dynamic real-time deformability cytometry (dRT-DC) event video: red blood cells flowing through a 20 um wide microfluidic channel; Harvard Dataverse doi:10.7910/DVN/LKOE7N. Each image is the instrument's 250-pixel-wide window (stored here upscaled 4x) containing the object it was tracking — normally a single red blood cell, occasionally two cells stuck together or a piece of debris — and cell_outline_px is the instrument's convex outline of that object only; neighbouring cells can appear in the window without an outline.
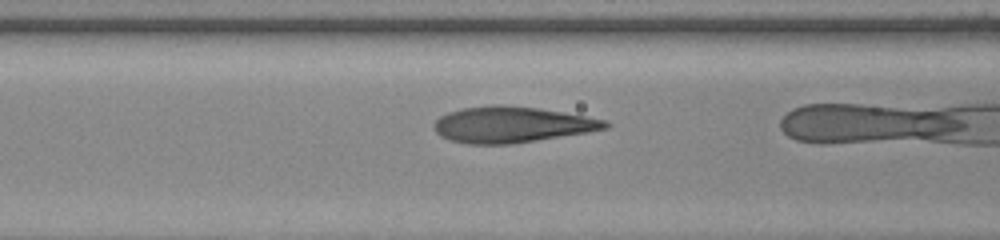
{"species": "human", "species_latin": "Homo sapiens", "temperature_condition": "warm", "stored_images_in_passage": 16, "camera_frame_rate_fps": 3000, "um_per_image_px": 0.085, "donor": {"sex": "female"}, "frame": {"image": 1, "passage_image": 8, "time_ms": 2.333, "image_size_px": [1000, 240], "cell_outline_px": [[612, 124], [608, 128], [588, 132], [512, 144], [468, 144], [452, 140], [440, 136], [436, 132], [432, 124], [440, 116], [448, 112], [464, 108], [492, 104], [500, 104], [540, 108], [608, 120]], "centroid_in_image_um": [43.52, 10.58], "position_along_channel_um": 123.1, "area_um2": 36.07}}
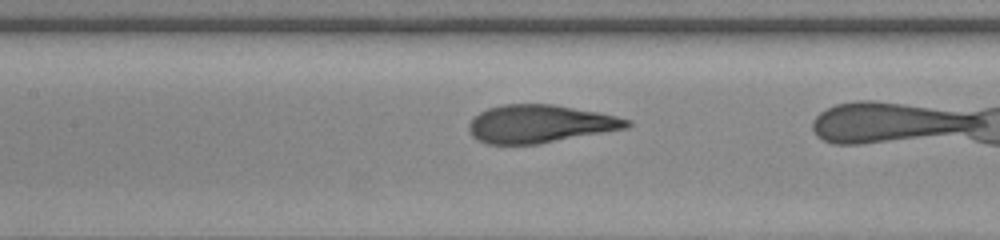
{"frame": {"image": 2, "passage_image": 11, "time_ms": 3.333, "image_size_px": [1000, 240], "cell_outline_px": [[632, 124], [628, 128], [536, 144], [488, 144], [476, 140], [472, 136], [468, 128], [468, 124], [480, 112], [488, 108], [504, 104], [552, 104], [596, 112], [616, 116], [632, 120]], "centroid_in_image_um": [45.89, 10.53], "position_along_channel_um": 161.5, "area_um2": 34.74}}
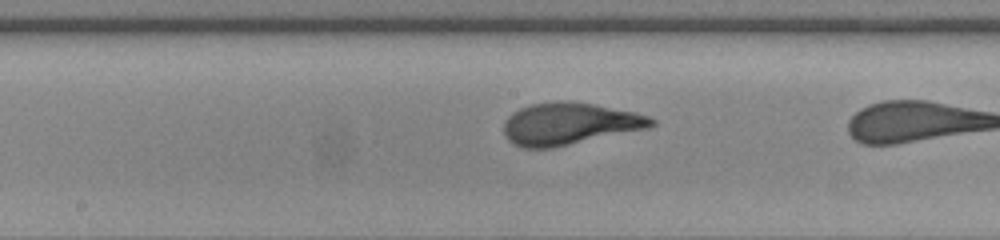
{"frame": {"image": 3, "passage_image": 14, "time_ms": 4.333, "image_size_px": [1000, 240], "cell_outline_px": [[656, 124], [648, 128], [552, 148], [524, 148], [508, 140], [504, 136], [504, 120], [512, 112], [520, 108], [532, 104], [556, 100], [592, 104], [636, 112], [648, 116], [656, 120]], "centroid_in_image_um": [48.38, 10.52], "position_along_channel_um": 199.8, "area_um2": 36.07}}